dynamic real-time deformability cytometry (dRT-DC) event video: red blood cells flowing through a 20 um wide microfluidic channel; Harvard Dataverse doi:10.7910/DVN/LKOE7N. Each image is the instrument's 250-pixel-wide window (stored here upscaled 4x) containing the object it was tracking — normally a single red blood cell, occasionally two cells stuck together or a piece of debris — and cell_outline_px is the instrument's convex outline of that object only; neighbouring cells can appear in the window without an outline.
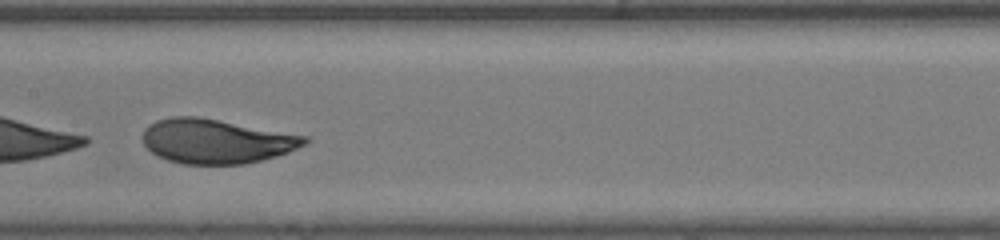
{"species": "human", "species_latin": "Homo sapiens", "temperature_condition": "room temperature", "stored_images_in_passage": 32, "camera_frame_rate_fps": 3000, "um_per_image_px": 0.085, "donor": {"sex": "male"}, "frame": {"image": 1, "passage_image": 15, "time_ms": 4.667, "image_size_px": [1000, 240], "cell_outline_px": [[308, 140], [304, 144], [288, 152], [276, 156], [244, 164], [184, 164], [168, 160], [152, 152], [144, 144], [144, 128], [148, 124], [156, 120], [172, 116], [196, 116], [308, 136]], "centroid_in_image_um": [18.36, 12.0], "position_along_channel_um": 189.0, "area_um2": 41.56}}
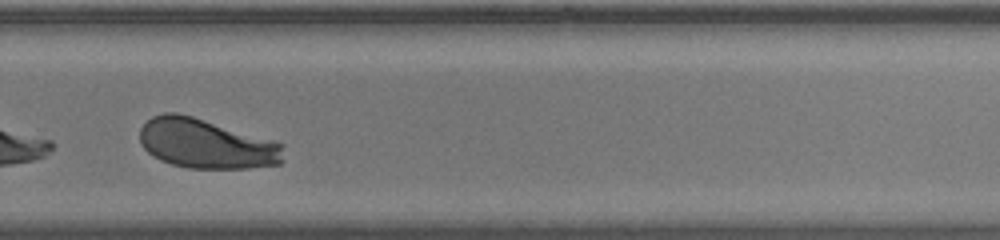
{"frame": {"image": 2, "passage_image": 24, "time_ms": 7.667, "image_size_px": [1000, 240], "cell_outline_px": [[284, 144], [280, 164], [248, 168], [188, 168], [172, 164], [160, 160], [152, 156], [140, 144], [140, 128], [152, 116], [164, 112], [176, 112], [192, 116]], "centroid_in_image_um": [17.47, 12.22], "position_along_channel_um": 312.3, "area_um2": 41.27}}
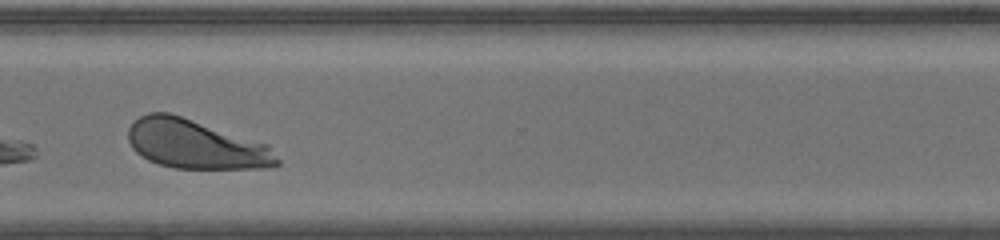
{"frame": {"image": 3, "passage_image": 27, "time_ms": 8.667, "image_size_px": [1000, 240], "cell_outline_px": [[280, 164], [272, 168], [176, 168], [160, 164], [148, 160], [136, 152], [132, 148], [128, 140], [128, 128], [140, 116], [148, 112], [168, 112], [268, 144], [280, 160]], "centroid_in_image_um": [16.64, 12.27], "position_along_channel_um": 354.0, "area_um2": 42.37}, "authors_computed_cell_mechanics": {"area_um2": 42.5408, "velocity_mm_per_s": 4.1081, "shape_relaxation_time_tau1_ms": 0.9226, "shape_relaxation_time_tau2_ms": null, "deformation_change_tau1": 0.2928, "deformation_change_tau2": null}}